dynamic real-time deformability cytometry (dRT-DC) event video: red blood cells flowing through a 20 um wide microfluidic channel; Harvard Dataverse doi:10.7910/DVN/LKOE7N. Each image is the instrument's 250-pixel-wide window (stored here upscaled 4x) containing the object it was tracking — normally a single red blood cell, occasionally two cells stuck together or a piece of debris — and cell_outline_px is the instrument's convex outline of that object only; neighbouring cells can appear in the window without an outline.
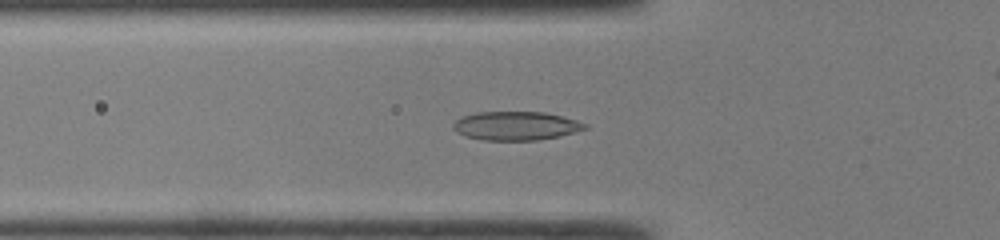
{"species": "common noctule bat (a hibernating species)", "species_latin": "Nyctalus noctula", "temperature_condition": "room temperature", "stored_images_in_passage": 48, "camera_frame_rate_fps": 3000, "um_per_image_px": 0.085, "animal": {"sex": "male", "body_mass_g": 19.0, "forearm_length_mm": 50.8}, "frame": {"image": 1, "passage_image": 16, "time_ms": 5.0, "image_size_px": [1000, 240], "cell_outline_px": [[588, 128], [560, 136], [536, 140], [480, 140], [464, 136], [456, 132], [452, 128], [452, 124], [456, 120], [464, 116], [476, 112], [544, 112], [576, 120], [588, 124]], "centroid_in_image_um": [43.82, 10.7], "position_along_channel_um": 82.0, "area_um2": 22.08}}
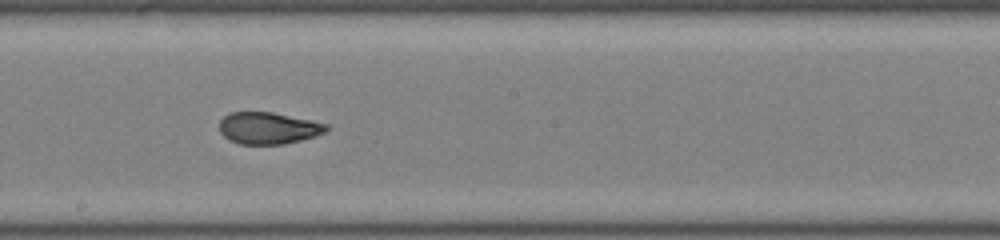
{"frame": {"image": 2, "passage_image": 26, "time_ms": 8.333, "image_size_px": [1000, 240], "cell_outline_px": [[328, 128], [324, 132], [300, 140], [284, 144], [240, 144], [228, 140], [220, 132], [220, 120], [228, 112], [272, 112], [328, 124]], "centroid_in_image_um": [22.75, 10.88], "position_along_channel_um": 225.4, "area_um2": 19.65}}
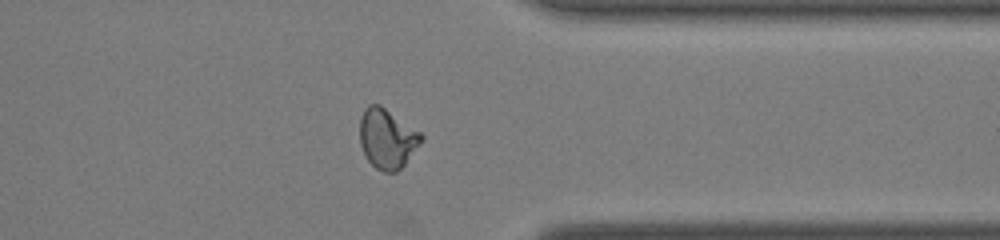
{"frame": {"image": 3, "passage_image": 37, "time_ms": 12.0, "image_size_px": [1000, 240], "cell_outline_px": [[424, 136], [420, 144], [404, 164], [396, 172], [384, 172], [376, 168], [368, 160], [360, 144], [360, 116], [364, 108], [368, 104], [380, 104], [420, 132]], "centroid_in_image_um": [32.89, 11.76], "position_along_channel_um": 378.5, "area_um2": 21.27}, "authors_computed_cell_mechanics": {"area_um2": 21.0103, "velocity_mm_per_s": 4.3007, "shape_relaxation_time_tau1_ms": 8.9815, "shape_relaxation_time_tau2_ms": 0.9816, "deformation_change_tau1": 0.2722, "deformation_change_tau2": 0.0604}}